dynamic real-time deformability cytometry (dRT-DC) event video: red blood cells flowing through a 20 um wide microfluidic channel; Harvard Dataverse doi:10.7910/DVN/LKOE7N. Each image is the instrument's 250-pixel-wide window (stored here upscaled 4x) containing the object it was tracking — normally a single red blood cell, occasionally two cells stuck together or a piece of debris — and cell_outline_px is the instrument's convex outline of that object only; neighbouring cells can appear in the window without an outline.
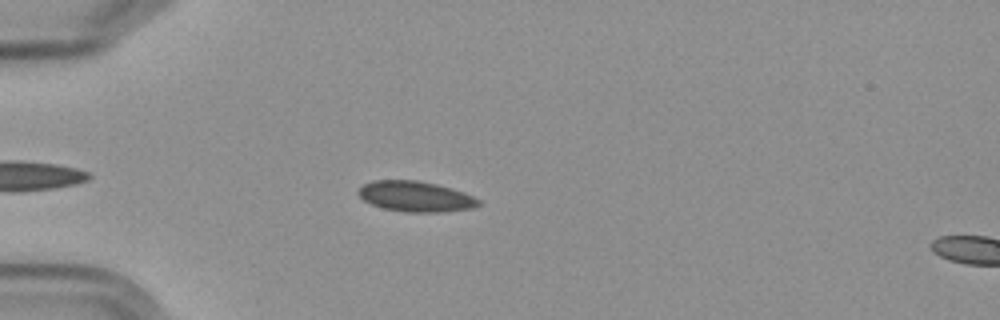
{"species": "Egyptian fruit bat (a non-hibernating species)", "species_latin": "Rousettus aegyptiacus", "temperature_condition": "cold", "stored_images_in_passage": 5, "camera_frame_rate_fps": 3000, "um_per_image_px": 0.085, "frame": {"image": 1, "passage_image": 4, "time_ms": 3.667, "image_size_px": [1000, 320], "cell_outline_px": [[480, 204], [472, 208], [440, 212], [404, 212], [384, 208], [372, 204], [364, 200], [356, 192], [364, 184], [372, 180], [416, 180], [436, 184], [452, 188], [464, 192], [480, 200]], "centroid_in_image_um": [35.32, 16.69], "position_along_channel_um": 49.7, "area_um2": 21.27}}